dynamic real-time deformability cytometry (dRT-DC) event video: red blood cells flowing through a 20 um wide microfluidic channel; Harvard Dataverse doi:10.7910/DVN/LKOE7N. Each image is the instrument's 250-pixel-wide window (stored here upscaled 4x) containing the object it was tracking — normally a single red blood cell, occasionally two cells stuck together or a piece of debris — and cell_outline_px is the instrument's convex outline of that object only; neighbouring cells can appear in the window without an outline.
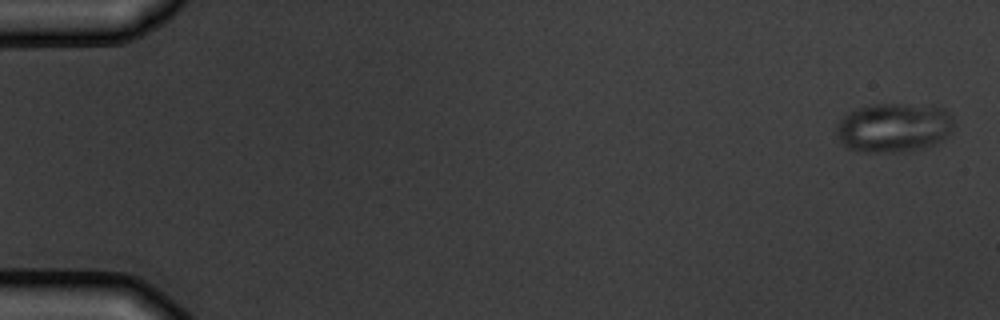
{"species": "common noctule bat (a hibernating species)", "species_latin": "Nyctalus noctula", "temperature_condition": "warm", "stored_images_in_passage": 6, "camera_frame_rate_fps": 3000, "um_per_image_px": 0.085, "animal": {"sex": "male", "body_mass_g": 19.5, "forearm_length_mm": 54.6}, "frame": {"image": 1, "passage_image": 1, "time_ms": 0.0, "image_size_px": [1000, 320], "cell_outline_px": [[956, 124], [948, 136], [944, 140], [936, 144], [924, 148], [900, 152], [860, 152], [844, 148], [840, 144], [836, 132], [836, 124], [848, 112], [856, 108], [876, 104], [932, 104], [944, 108], [952, 116]], "centroid_in_image_um": [76.0, 10.85], "position_along_channel_um": 9.0, "area_um2": 34.74}}